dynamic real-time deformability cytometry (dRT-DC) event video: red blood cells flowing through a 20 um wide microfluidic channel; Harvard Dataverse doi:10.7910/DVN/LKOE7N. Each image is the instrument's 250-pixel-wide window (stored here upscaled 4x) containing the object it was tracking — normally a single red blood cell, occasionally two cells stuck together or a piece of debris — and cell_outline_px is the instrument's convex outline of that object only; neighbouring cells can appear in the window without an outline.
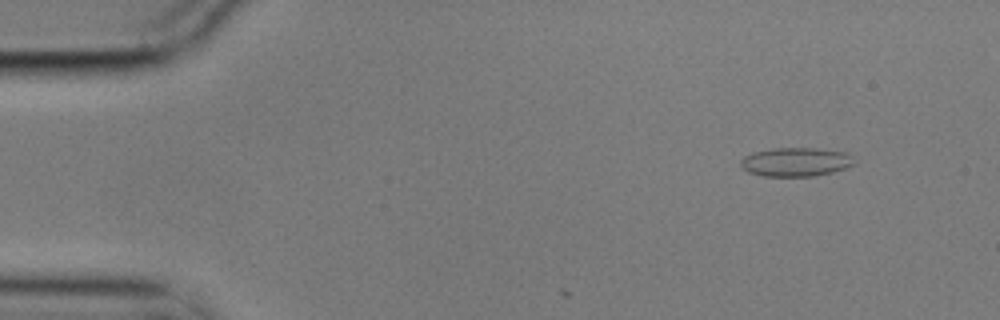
{"species": "common noctule bat (a hibernating species)", "species_latin": "Nyctalus noctula", "temperature_condition": "cold", "stored_images_in_passage": 5, "camera_frame_rate_fps": 3000, "um_per_image_px": 0.085, "animal": {"sex": "male", "body_mass_g": 17.9}, "frame": {"image": 1, "passage_image": 2, "time_ms": 0.333, "image_size_px": [1000, 320], "cell_outline_px": [[856, 164], [832, 172], [812, 176], [764, 176], [748, 172], [740, 164], [740, 160], [744, 156], [752, 152], [776, 148], [816, 148], [848, 152], [852, 156]], "centroid_in_image_um": [67.66, 13.76], "position_along_channel_um": 17.3, "area_um2": 19.13}}
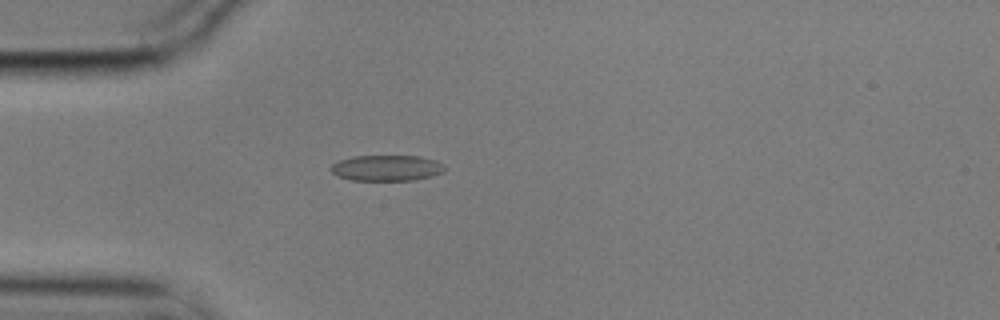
{"frame": {"image": 2, "passage_image": 5, "time_ms": 1.333, "image_size_px": [1000, 320], "cell_outline_px": [[448, 168], [444, 172], [432, 176], [416, 180], [352, 180], [336, 176], [328, 168], [332, 164], [340, 160], [352, 156], [420, 156], [436, 160], [444, 164]], "centroid_in_image_um": [32.9, 14.28], "position_along_channel_um": 52.1, "area_um2": 17.4}}